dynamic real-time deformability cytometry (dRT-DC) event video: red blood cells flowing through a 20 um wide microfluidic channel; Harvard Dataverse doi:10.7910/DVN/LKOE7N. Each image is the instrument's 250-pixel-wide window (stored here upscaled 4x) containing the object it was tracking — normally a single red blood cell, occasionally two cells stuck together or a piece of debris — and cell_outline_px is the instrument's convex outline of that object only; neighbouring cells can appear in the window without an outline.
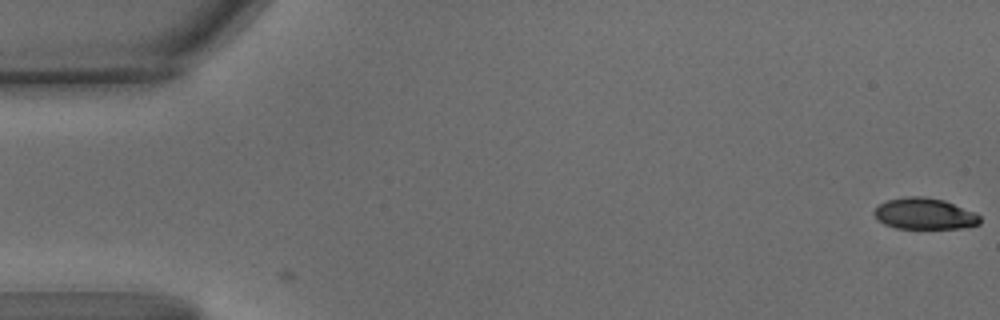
{"species": "common noctule bat (a hibernating species)", "species_latin": "Nyctalus noctula", "temperature_condition": "warm", "stored_images_in_passage": 2, "camera_frame_rate_fps": 3000, "um_per_image_px": 0.085, "animal": {"sex": "male", "body_mass_g": 15.6}, "frame": {"image": 1, "passage_image": 2, "time_ms": 0.333, "image_size_px": [1000, 320], "cell_outline_px": [[980, 224], [964, 228], [896, 228], [884, 224], [876, 220], [872, 212], [880, 204], [888, 200], [904, 196], [924, 196], [944, 200], [976, 212], [980, 216]], "centroid_in_image_um": [78.58, 18.16], "position_along_channel_um": 6.4, "area_um2": 19.48}}